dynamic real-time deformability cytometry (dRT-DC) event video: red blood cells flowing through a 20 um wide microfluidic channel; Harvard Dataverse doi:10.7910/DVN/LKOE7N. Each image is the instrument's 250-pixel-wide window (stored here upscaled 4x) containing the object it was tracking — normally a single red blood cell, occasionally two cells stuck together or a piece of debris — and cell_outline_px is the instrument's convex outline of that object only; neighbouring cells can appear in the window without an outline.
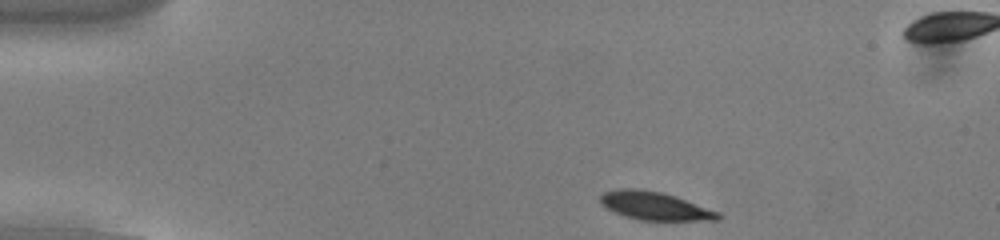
{"species": "common noctule bat (a hibernating species)", "species_latin": "Nyctalus noctula", "temperature_condition": "cold", "stored_images_in_passage": 46, "camera_frame_rate_fps": 3000, "um_per_image_px": 0.085, "animal": {"sex": "male", "body_mass_g": 13.0, "forearm_length_mm": 53.1}, "frame": {"image": 1, "passage_image": 1, "time_ms": 0.0, "image_size_px": [1000, 240], "cell_outline_px": [[720, 220], [640, 220], [624, 216], [600, 204], [600, 196], [604, 192], [620, 188], [636, 188], [660, 192], [676, 196], [720, 212]], "centroid_in_image_um": [55.66, 17.5], "position_along_channel_um": 29.3, "area_um2": 19.25}}
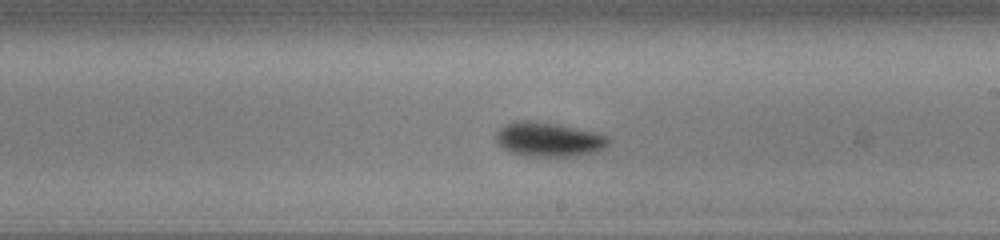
{"frame": {"image": 2, "passage_image": 23, "time_ms": 7.333, "image_size_px": [1000, 240], "cell_outline_px": [[612, 140], [604, 148], [596, 152], [576, 156], [524, 156], [512, 152], [496, 144], [496, 132], [504, 124], [512, 120], [532, 120], [556, 124], [596, 132], [608, 136]], "centroid_in_image_um": [46.63, 11.84], "position_along_channel_um": 242.4, "area_um2": 22.77}}
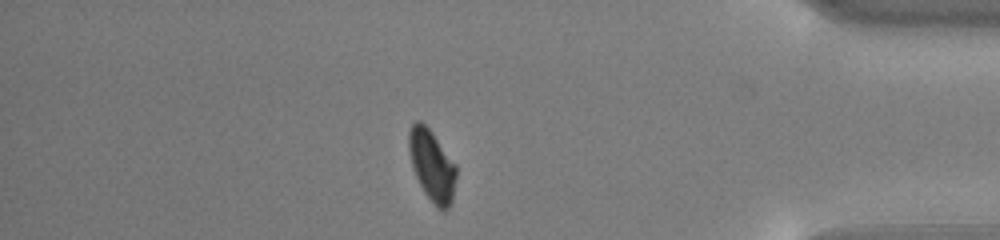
{"frame": {"image": 3, "passage_image": 38, "time_ms": 12.333, "image_size_px": [1000, 240], "cell_outline_px": [[456, 176], [452, 200], [448, 208], [436, 208], [424, 192], [416, 176], [412, 164], [408, 148], [408, 132], [412, 124], [416, 120], [420, 120], [432, 132], [456, 164]], "centroid_in_image_um": [36.71, 14.04], "position_along_channel_um": 398.5, "area_um2": 19.48}, "authors_computed_cell_mechanics": {"area_um2": 20.808, "velocity_mm_per_s": 3.785, "shape_relaxation_time_tau1_ms": 1.7942, "shape_relaxation_time_tau2_ms": 8.6268, "deformation_change_tau1": 0.1054, "deformation_change_tau2": 0.0795}}